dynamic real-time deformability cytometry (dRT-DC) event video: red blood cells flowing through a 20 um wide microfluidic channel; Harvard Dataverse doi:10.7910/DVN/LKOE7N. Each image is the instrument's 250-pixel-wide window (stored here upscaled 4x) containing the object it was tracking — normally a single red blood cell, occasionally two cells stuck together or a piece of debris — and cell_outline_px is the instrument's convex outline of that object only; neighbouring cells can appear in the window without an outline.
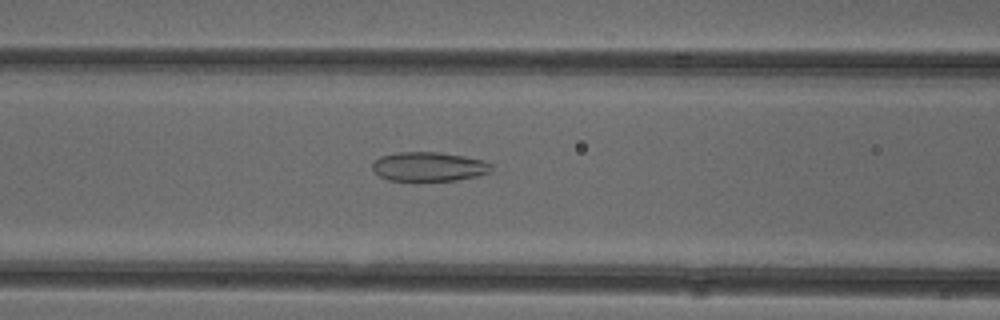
{"species": "common noctule bat (a hibernating species)", "species_latin": "Nyctalus noctula", "temperature_condition": "cold", "stored_images_in_passage": 52, "camera_frame_rate_fps": 3000, "um_per_image_px": 0.085, "animal": {"sex": "female"}, "frame": {"image": 1, "passage_image": 21, "time_ms": 6.667, "image_size_px": [1000, 320], "cell_outline_px": [[492, 172], [476, 176], [456, 180], [388, 180], [380, 176], [372, 168], [372, 164], [380, 156], [396, 152], [440, 152], [464, 156], [484, 160], [492, 164]], "centroid_in_image_um": [36.48, 14.15], "position_along_channel_um": 130.1, "area_um2": 20.23}}
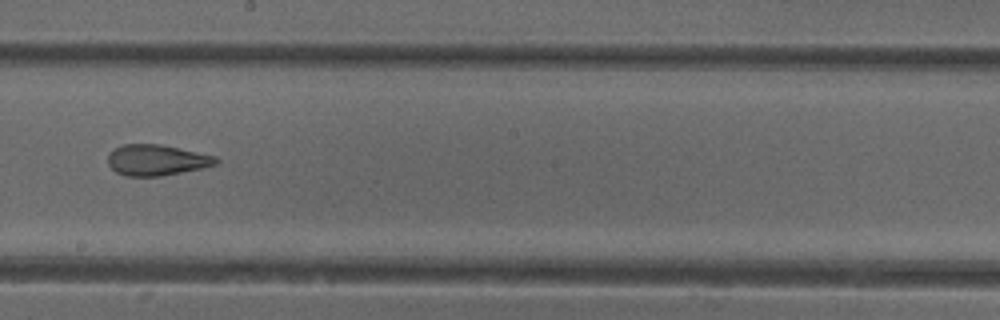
{"frame": {"image": 2, "passage_image": 29, "time_ms": 9.333, "image_size_px": [1000, 320], "cell_outline_px": [[220, 160], [216, 164], [200, 168], [160, 176], [124, 176], [116, 172], [108, 164], [108, 152], [124, 144], [160, 144], [216, 156]], "centroid_in_image_um": [13.28, 13.6], "position_along_channel_um": 234.9, "area_um2": 19.31}}
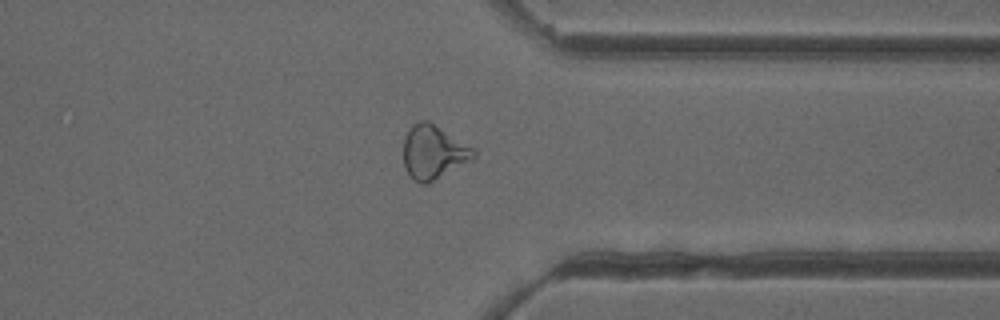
{"frame": {"image": 3, "passage_image": 40, "time_ms": 13.0, "image_size_px": [1000, 320], "cell_outline_px": [[476, 156], [472, 160], [428, 184], [420, 184], [412, 180], [408, 176], [404, 168], [404, 136], [408, 128], [412, 124], [420, 120], [428, 120], [472, 148], [476, 152]], "centroid_in_image_um": [36.79, 12.96], "position_along_channel_um": 374.6, "area_um2": 22.14}, "authors_computed_cell_mechanics": {"area_um2": 22.9755, "velocity_mm_per_s": 3.9218, "shape_relaxation_time_tau1_ms": null, "shape_relaxation_time_tau2_ms": 2.0231, "deformation_change_tau1": null, "deformation_change_tau2": 0.1072}}